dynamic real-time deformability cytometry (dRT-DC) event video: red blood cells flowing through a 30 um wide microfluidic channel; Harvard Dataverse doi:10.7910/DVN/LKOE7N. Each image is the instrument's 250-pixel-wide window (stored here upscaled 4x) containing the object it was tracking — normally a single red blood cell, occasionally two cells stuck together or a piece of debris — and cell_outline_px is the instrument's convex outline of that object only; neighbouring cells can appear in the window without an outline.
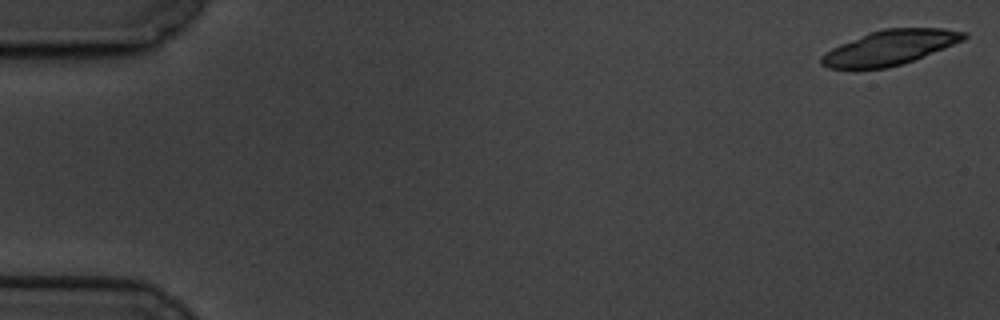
{"species": "common noctule bat (a hibernating species)", "species_latin": "Nyctalus noctula", "temperature_condition": "cold", "stored_images_in_passage": 21, "camera_frame_rate_fps": 3000, "um_per_image_px": 0.085, "animal": {"sex": "male", "body_mass_g": 19.5, "forearm_length_mm": 54.6}, "frame": {"image": 1, "passage_image": 1, "time_ms": 0.0, "image_size_px": [1000, 320], "cell_outline_px": [[968, 36], [964, 40], [944, 48], [912, 60], [888, 68], [828, 68], [820, 64], [820, 56], [832, 48], [840, 44], [868, 32], [884, 28], [944, 28], [968, 32]], "centroid_in_image_um": [75.64, 4.02], "position_along_channel_um": 9.4, "area_um2": 28.67}}